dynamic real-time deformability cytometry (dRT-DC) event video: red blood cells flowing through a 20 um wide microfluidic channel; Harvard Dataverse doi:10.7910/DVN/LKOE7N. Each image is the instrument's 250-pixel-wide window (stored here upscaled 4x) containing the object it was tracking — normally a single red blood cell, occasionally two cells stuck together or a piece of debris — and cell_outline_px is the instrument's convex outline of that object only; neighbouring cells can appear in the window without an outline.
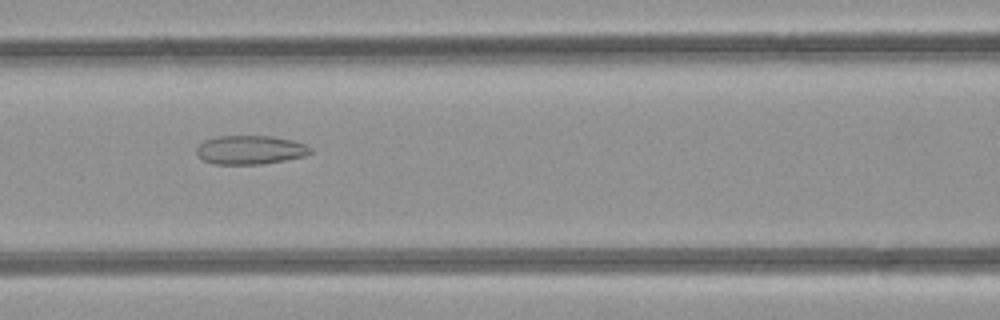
{"species": "common noctule bat (a hibernating species)", "species_latin": "Nyctalus noctula", "temperature_condition": "room temperature", "stored_images_in_passage": 5, "camera_frame_rate_fps": 3000, "um_per_image_px": 0.085, "animal": {"sex": "female", "body_mass_g": 21.9}, "frame": {"image": 1, "passage_image": 3, "time_ms": 2.0, "image_size_px": [1000, 320], "cell_outline_px": [[312, 152], [304, 156], [284, 160], [260, 164], [212, 164], [204, 160], [196, 152], [196, 148], [204, 140], [216, 136], [272, 136], [292, 140], [304, 144], [312, 148]], "centroid_in_image_um": [21.26, 12.73], "position_along_channel_um": 145.3, "area_um2": 19.07}}